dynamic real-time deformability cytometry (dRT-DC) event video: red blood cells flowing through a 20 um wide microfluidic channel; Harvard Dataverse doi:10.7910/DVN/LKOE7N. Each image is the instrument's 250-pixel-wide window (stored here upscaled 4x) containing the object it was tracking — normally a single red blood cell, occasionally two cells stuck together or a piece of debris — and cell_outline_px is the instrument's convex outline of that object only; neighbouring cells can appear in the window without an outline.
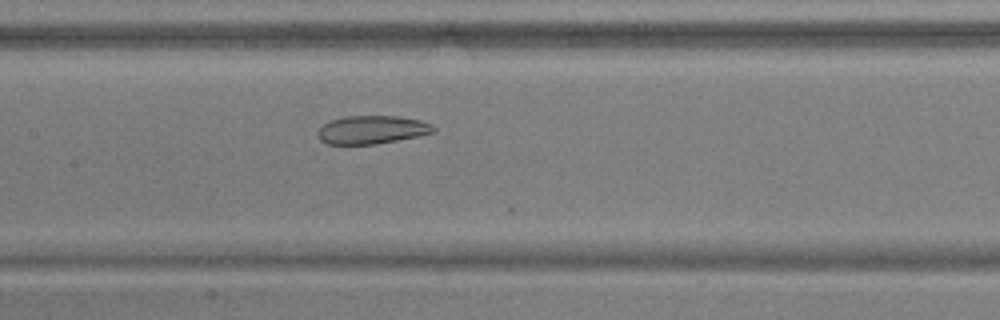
{"species": "common noctule bat (a hibernating species)", "species_latin": "Nyctalus noctula", "temperature_condition": "warm", "stored_images_in_passage": 45, "camera_frame_rate_fps": 3000, "um_per_image_px": 0.085, "animal": {"sex": "male", "body_mass_g": 17.9, "forearm_length_mm": 54.2}, "frame": {"image": 1, "passage_image": 22, "time_ms": 7.0, "image_size_px": [1000, 320], "cell_outline_px": [[436, 132], [420, 136], [376, 144], [324, 144], [320, 140], [316, 132], [324, 124], [332, 120], [344, 116], [400, 116], [420, 120], [432, 124], [436, 128]], "centroid_in_image_um": [31.64, 11.03], "position_along_channel_um": 175.8, "area_um2": 19.25}}
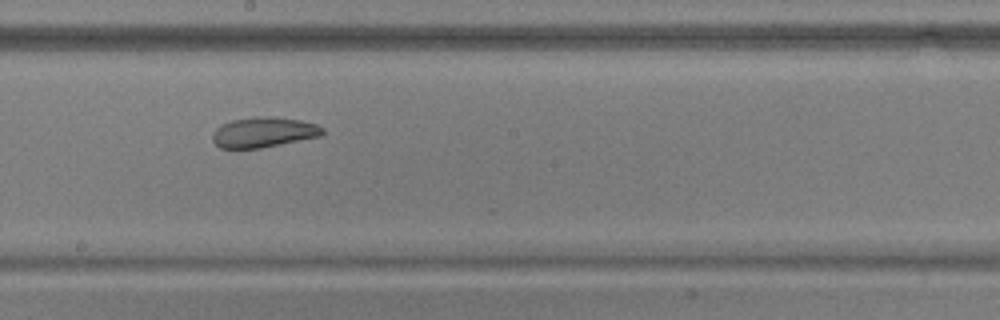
{"frame": {"image": 2, "passage_image": 26, "time_ms": 8.333, "image_size_px": [1000, 320], "cell_outline_px": [[324, 132], [320, 136], [260, 148], [220, 148], [212, 140], [212, 132], [220, 124], [232, 120], [252, 116], [268, 116], [300, 120], [316, 124], [324, 128]], "centroid_in_image_um": [22.37, 11.23], "position_along_channel_um": 225.8, "area_um2": 19.42}}
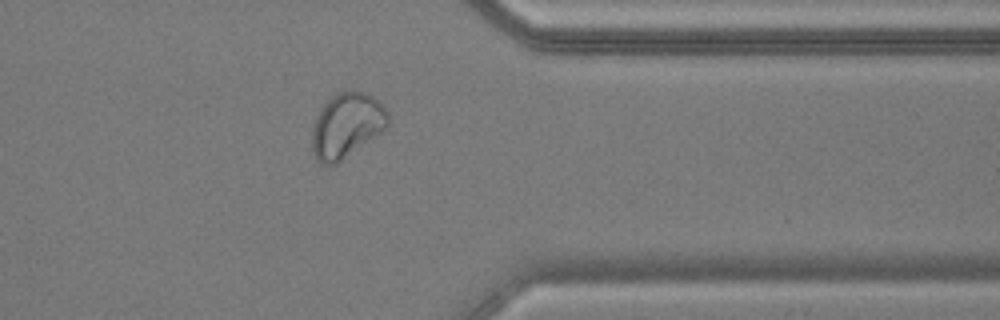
{"frame": {"image": 3, "passage_image": 39, "time_ms": 12.667, "image_size_px": [1000, 320], "cell_outline_px": [[388, 128], [336, 164], [320, 164], [316, 160], [312, 152], [312, 128], [316, 116], [320, 108], [336, 92], [352, 88], [364, 92], [372, 96], [388, 112]], "centroid_in_image_um": [29.45, 10.64], "position_along_channel_um": 382.0, "area_um2": 29.02}}